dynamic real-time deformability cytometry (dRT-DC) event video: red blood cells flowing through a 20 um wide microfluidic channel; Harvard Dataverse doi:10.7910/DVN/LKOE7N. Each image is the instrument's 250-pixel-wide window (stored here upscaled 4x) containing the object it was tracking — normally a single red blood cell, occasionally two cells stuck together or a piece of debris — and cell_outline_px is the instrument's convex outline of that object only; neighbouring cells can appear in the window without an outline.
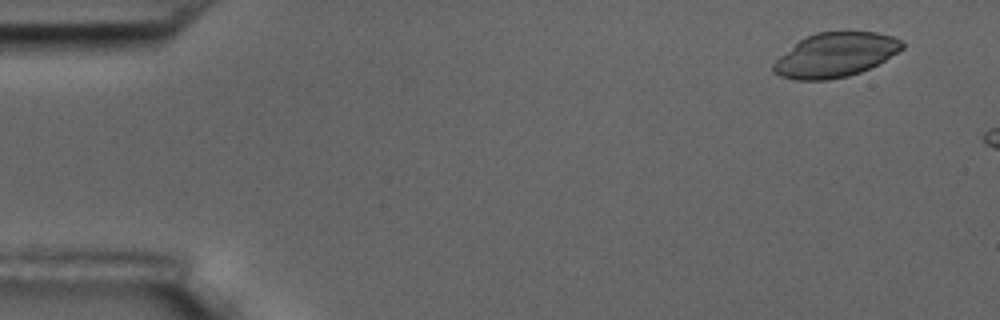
{"species": "common noctule bat (a hibernating species)", "species_latin": "Nyctalus noctula", "temperature_condition": "room temperature", "stored_images_in_passage": 4, "camera_frame_rate_fps": 3000, "um_per_image_px": 0.085, "animal": {"sex": "male", "body_mass_g": 17.5, "forearm_length_mm": 52.3}, "frame": {"image": 1, "passage_image": 2, "time_ms": 1.0, "image_size_px": [1000, 320], "cell_outline_px": [[904, 48], [884, 60], [860, 72], [848, 76], [828, 80], [796, 80], [780, 76], [772, 72], [772, 64], [780, 56], [804, 36], [816, 32], [876, 32], [892, 36], [900, 40], [904, 44]], "centroid_in_image_um": [70.97, 4.67], "position_along_channel_um": 14.0, "area_um2": 33.12}}